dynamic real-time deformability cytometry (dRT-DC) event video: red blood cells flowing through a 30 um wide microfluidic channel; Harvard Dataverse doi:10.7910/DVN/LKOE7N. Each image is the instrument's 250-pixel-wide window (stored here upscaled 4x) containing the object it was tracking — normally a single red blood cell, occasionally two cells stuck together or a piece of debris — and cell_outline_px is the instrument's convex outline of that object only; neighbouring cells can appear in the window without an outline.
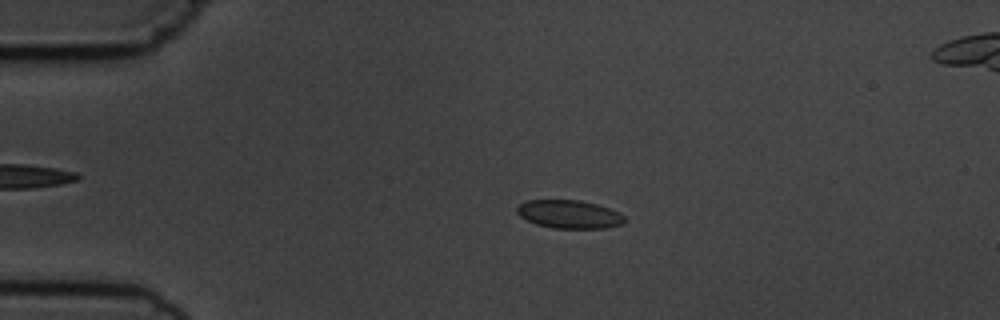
{"species": "common noctule bat (a hibernating species)", "species_latin": "Nyctalus noctula", "temperature_condition": "cold", "stored_images_in_passage": 4, "camera_frame_rate_fps": 3000, "um_per_image_px": 0.085, "animal": {"sex": "male", "body_mass_g": 19.5, "forearm_length_mm": 54.6}, "frame": {"image": 1, "passage_image": 2, "time_ms": 1.0, "image_size_px": [1000, 320], "cell_outline_px": [[624, 224], [604, 228], [552, 228], [536, 224], [520, 216], [516, 212], [516, 208], [520, 204], [528, 200], [580, 200], [596, 204], [608, 208], [624, 216]], "centroid_in_image_um": [48.36, 18.21], "position_along_channel_um": 36.6, "area_um2": 17.57}}